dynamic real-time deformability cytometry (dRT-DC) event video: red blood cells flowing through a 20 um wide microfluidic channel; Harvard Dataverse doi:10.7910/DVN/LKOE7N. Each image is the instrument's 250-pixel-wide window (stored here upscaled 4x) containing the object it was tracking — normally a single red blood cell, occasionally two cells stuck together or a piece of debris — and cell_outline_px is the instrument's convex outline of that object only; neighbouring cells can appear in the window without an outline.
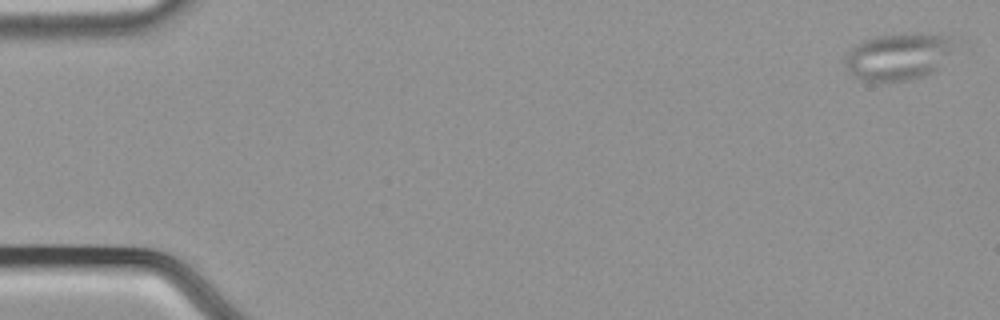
{"species": "common noctule bat (a hibernating species)", "species_latin": "Nyctalus noctula", "temperature_condition": "cold", "stored_images_in_passage": 54, "camera_frame_rate_fps": 3000, "um_per_image_px": 0.085, "animal": {"sex": "male", "body_mass_g": 21.5, "forearm_length_mm": 52.0}, "frame": {"image": 1, "passage_image": 1, "time_ms": 0.0, "image_size_px": [1000, 320], "cell_outline_px": [[968, 48], [936, 72], [924, 76], [908, 80], [864, 80], [848, 72], [840, 60], [860, 40], [876, 36], [916, 32], [952, 36], [968, 40]], "centroid_in_image_um": [76.68, 4.74], "position_along_channel_um": 8.3, "area_um2": 32.66}}
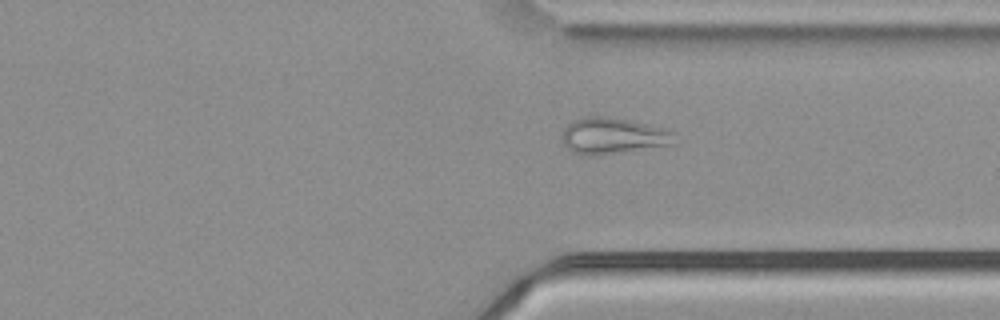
{"frame": {"image": 2, "passage_image": 41, "time_ms": 13.333, "image_size_px": [1000, 320], "cell_outline_px": [[676, 132], [672, 144], [608, 152], [572, 152], [564, 144], [564, 128], [572, 120], [584, 116], [608, 116], [628, 120], [664, 128]], "centroid_in_image_um": [52.11, 11.46], "position_along_channel_um": 359.3, "area_um2": 22.43}}
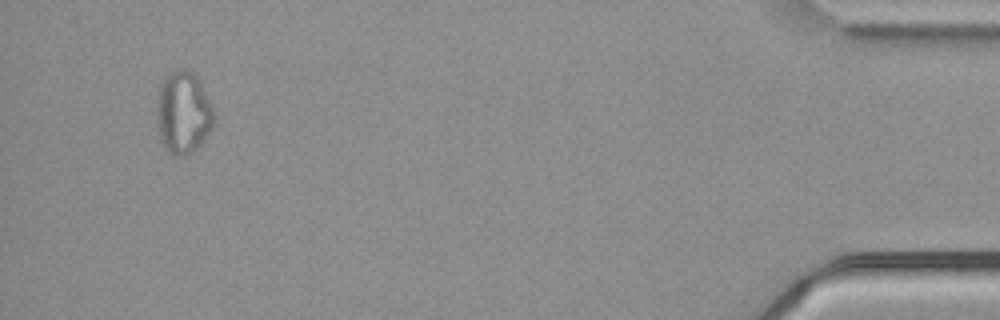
{"frame": {"image": 3, "passage_image": 52, "time_ms": 17.0, "image_size_px": [1000, 320], "cell_outline_px": [[212, 124], [208, 132], [196, 148], [192, 152], [184, 156], [176, 156], [168, 152], [160, 136], [156, 116], [156, 108], [160, 88], [168, 72], [176, 68], [188, 68], [196, 76], [212, 108]], "centroid_in_image_um": [15.53, 9.55], "position_along_channel_um": 419.7, "area_um2": 26.76}, "authors_computed_cell_mechanics": {"area_um2": 25.0274, "velocity_mm_per_s": 3.7573, "shape_relaxation_time_tau1_ms": null, "shape_relaxation_time_tau2_ms": 7.5581, "deformation_change_tau1": null, "deformation_change_tau2": 0.1721}}